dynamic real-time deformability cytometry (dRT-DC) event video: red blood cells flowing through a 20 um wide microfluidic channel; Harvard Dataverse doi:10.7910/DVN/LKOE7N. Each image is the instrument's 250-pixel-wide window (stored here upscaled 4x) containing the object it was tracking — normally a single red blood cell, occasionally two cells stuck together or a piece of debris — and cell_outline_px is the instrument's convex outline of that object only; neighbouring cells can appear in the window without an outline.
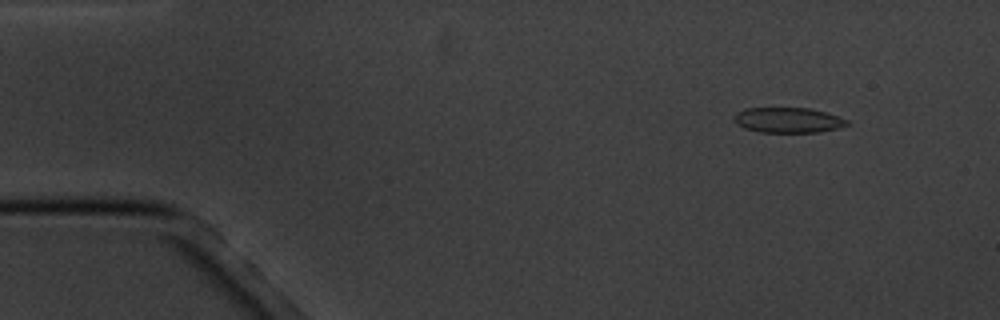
{"species": "common noctule bat (a hibernating species)", "species_latin": "Nyctalus noctula", "temperature_condition": "cold", "stored_images_in_passage": 5, "camera_frame_rate_fps": 3000, "um_per_image_px": 0.085, "animal": {"sex": "male", "body_mass_g": 20.1, "forearm_length_mm": 53.5}, "frame": {"image": 1, "passage_image": 2, "time_ms": 1.333, "image_size_px": [1000, 320], "cell_outline_px": [[848, 124], [836, 128], [820, 132], [760, 132], [744, 128], [736, 124], [732, 120], [732, 116], [736, 112], [744, 108], [808, 108], [828, 112], [848, 120]], "centroid_in_image_um": [66.92, 10.2], "position_along_channel_um": 18.1, "area_um2": 16.76}}
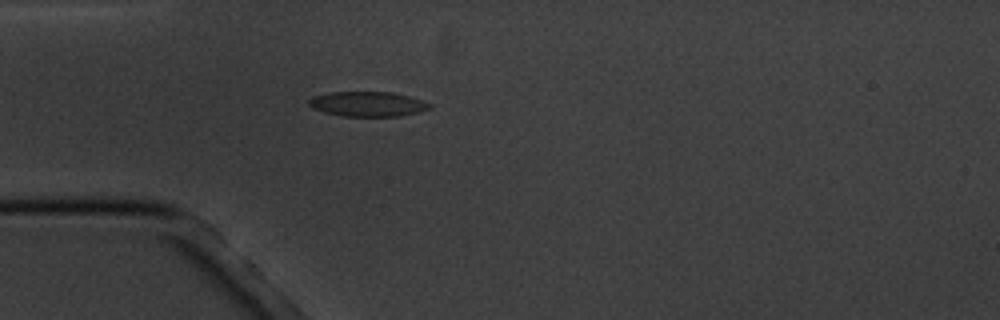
{"frame": {"image": 2, "passage_image": 5, "time_ms": 4.667, "image_size_px": [1000, 320], "cell_outline_px": [[432, 108], [420, 112], [400, 116], [344, 116], [324, 112], [312, 108], [308, 104], [308, 100], [312, 96], [328, 92], [392, 92], [408, 96], [432, 104]], "centroid_in_image_um": [31.24, 8.84], "position_along_channel_um": 53.8, "area_um2": 17.57}}